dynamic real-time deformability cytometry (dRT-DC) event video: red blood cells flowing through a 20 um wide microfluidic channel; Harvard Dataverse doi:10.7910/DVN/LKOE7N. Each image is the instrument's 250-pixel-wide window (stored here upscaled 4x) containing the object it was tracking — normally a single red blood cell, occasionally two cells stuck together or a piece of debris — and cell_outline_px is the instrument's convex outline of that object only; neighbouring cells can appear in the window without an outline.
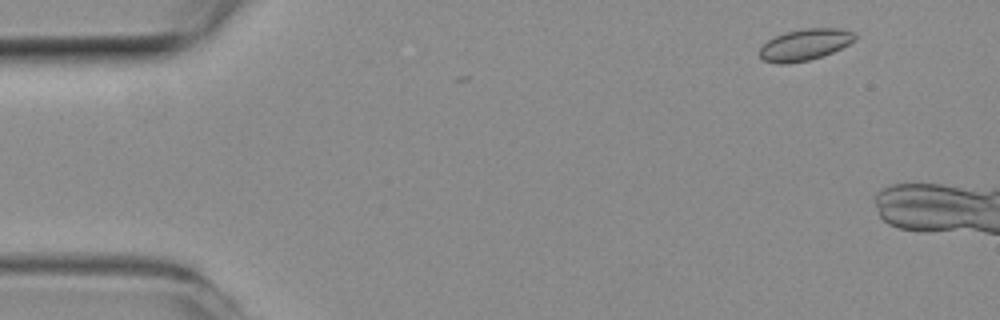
{"species": "common noctule bat (a hibernating species)", "species_latin": "Nyctalus noctula", "temperature_condition": "room temperature", "stored_images_in_passage": 12, "camera_frame_rate_fps": 3000, "um_per_image_px": 0.085, "animal": {"sex": "female", "body_mass_g": 19.3, "forearm_length_mm": 54.1}, "frame": {"image": 1, "passage_image": 1, "time_ms": 0.0, "image_size_px": [1000, 320], "cell_outline_px": [[856, 40], [832, 52], [808, 60], [788, 64], [776, 64], [764, 60], [760, 56], [760, 48], [768, 40], [784, 32], [804, 28], [840, 28], [856, 32]], "centroid_in_image_um": [68.43, 3.78], "position_along_channel_um": 16.6, "area_um2": 17.46}}